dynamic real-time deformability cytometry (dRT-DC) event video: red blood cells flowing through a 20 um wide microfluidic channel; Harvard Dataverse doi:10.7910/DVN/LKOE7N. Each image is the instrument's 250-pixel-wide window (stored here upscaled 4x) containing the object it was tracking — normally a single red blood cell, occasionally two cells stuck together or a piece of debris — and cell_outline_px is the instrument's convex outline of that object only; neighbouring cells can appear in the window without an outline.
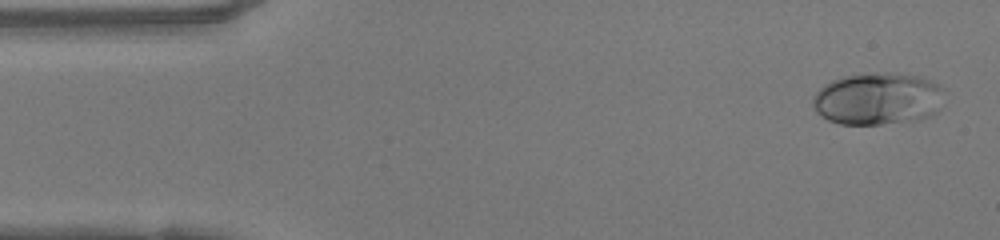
{"species": "human", "species_latin": "Homo sapiens", "temperature_condition": "warm", "stored_images_in_passage": 48, "camera_frame_rate_fps": 3000, "um_per_image_px": 0.085, "donor": {"sex": "female"}, "frame": {"image": 1, "passage_image": 2, "time_ms": 0.333, "image_size_px": [1000, 240], "cell_outline_px": [[944, 88], [936, 112], [920, 120], [880, 124], [840, 124], [828, 120], [816, 112], [812, 104], [812, 96], [820, 88], [832, 80], [844, 76], [876, 72], [884, 72], [924, 76], [940, 84]], "centroid_in_image_um": [74.61, 8.38], "position_along_channel_um": 10.4, "area_um2": 40.29}}
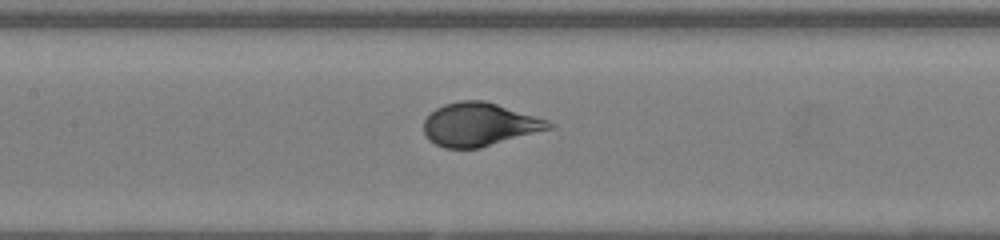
{"frame": {"image": 2, "passage_image": 21, "time_ms": 6.667, "image_size_px": [1000, 240], "cell_outline_px": [[556, 128], [480, 148], [444, 148], [428, 140], [424, 136], [424, 120], [436, 108], [444, 104], [460, 100], [484, 100], [548, 120], [556, 124]], "centroid_in_image_um": [40.78, 10.59], "position_along_channel_um": 166.6, "area_um2": 31.85}}
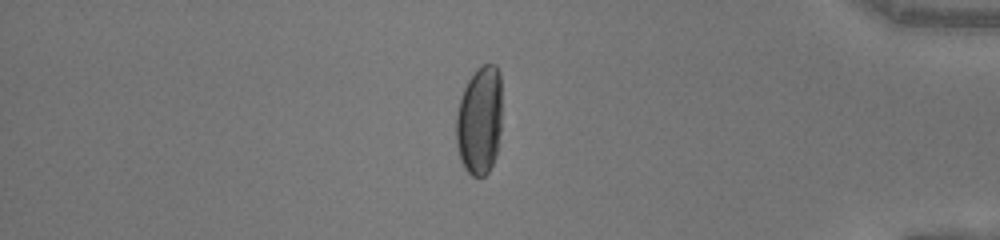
{"frame": {"image": 3, "passage_image": 40, "time_ms": 13.0, "image_size_px": [1000, 240], "cell_outline_px": [[500, 132], [496, 156], [488, 172], [484, 176], [472, 176], [464, 168], [460, 160], [456, 140], [456, 116], [460, 100], [464, 88], [468, 80], [476, 68], [484, 64], [496, 64], [500, 72]], "centroid_in_image_um": [40.75, 10.23], "position_along_channel_um": 394.4, "area_um2": 29.07}, "authors_computed_cell_mechanics": {"area_um2": 32.6281, "velocity_mm_per_s": 4.1735, "shape_relaxation_time_tau1_ms": 4.6007, "shape_relaxation_time_tau2_ms": null, "deformation_change_tau1": 0.2265, "deformation_change_tau2": null}}